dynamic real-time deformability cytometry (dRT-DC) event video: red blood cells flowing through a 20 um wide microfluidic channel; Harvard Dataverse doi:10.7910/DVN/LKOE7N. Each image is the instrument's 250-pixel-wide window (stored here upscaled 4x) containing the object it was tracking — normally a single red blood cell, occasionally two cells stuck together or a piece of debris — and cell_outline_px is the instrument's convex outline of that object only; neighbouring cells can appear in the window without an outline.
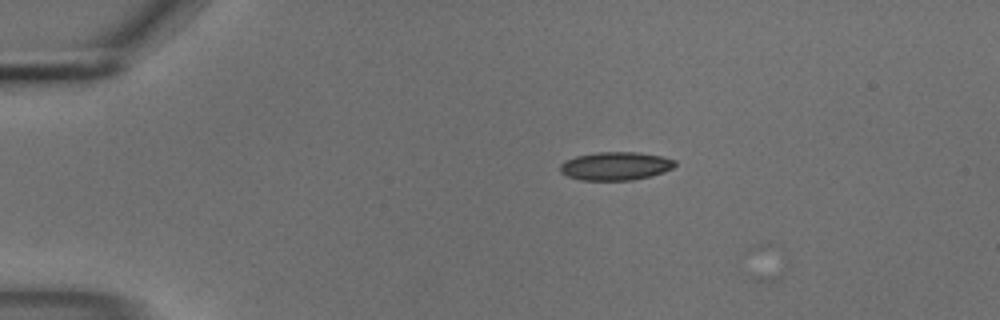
{"species": "common noctule bat (a hibernating species)", "species_latin": "Nyctalus noctula", "temperature_condition": "cold", "stored_images_in_passage": 5, "camera_frame_rate_fps": 3000, "um_per_image_px": 0.085, "animal": {"sex": "male", "body_mass_g": 18.8}, "frame": {"image": 1, "passage_image": 1, "time_ms": 0.0, "image_size_px": [1000, 320], "cell_outline_px": [[676, 164], [672, 168], [664, 172], [652, 176], [632, 180], [580, 180], [568, 176], [560, 172], [560, 164], [564, 160], [576, 156], [596, 152], [640, 152], [660, 156], [676, 160]], "centroid_in_image_um": [52.32, 14.11], "position_along_channel_um": 32.7, "area_um2": 19.07}}